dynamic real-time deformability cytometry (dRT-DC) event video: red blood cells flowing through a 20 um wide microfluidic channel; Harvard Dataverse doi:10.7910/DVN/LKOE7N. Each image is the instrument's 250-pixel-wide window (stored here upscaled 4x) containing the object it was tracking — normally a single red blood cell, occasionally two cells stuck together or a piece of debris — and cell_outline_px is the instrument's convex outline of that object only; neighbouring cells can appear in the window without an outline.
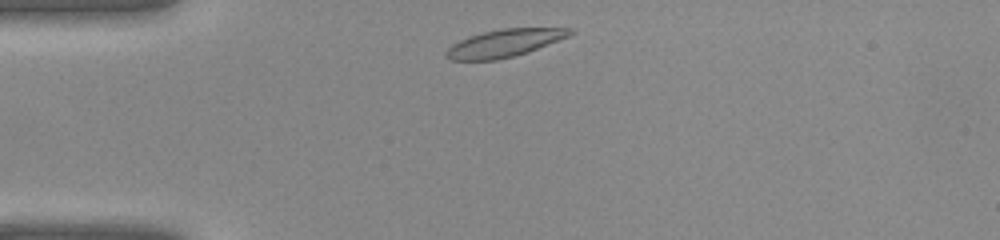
{"species": "common noctule bat (a hibernating species)", "species_latin": "Nyctalus noctula", "temperature_condition": "warm", "stored_images_in_passage": 33, "camera_frame_rate_fps": 3000, "um_per_image_px": 0.085, "animal": {"sex": "female", "body_mass_g": 22.0, "forearm_length_mm": 56.7}, "frame": {"image": 1, "passage_image": 2, "time_ms": 0.333, "image_size_px": [1000, 240], "cell_outline_px": [[576, 32], [568, 36], [536, 48], [512, 56], [496, 60], [452, 60], [444, 56], [444, 52], [452, 44], [468, 36], [484, 32], [504, 28], [572, 28]], "centroid_in_image_um": [42.82, 3.66], "position_along_channel_um": 42.2, "area_um2": 19.54}}
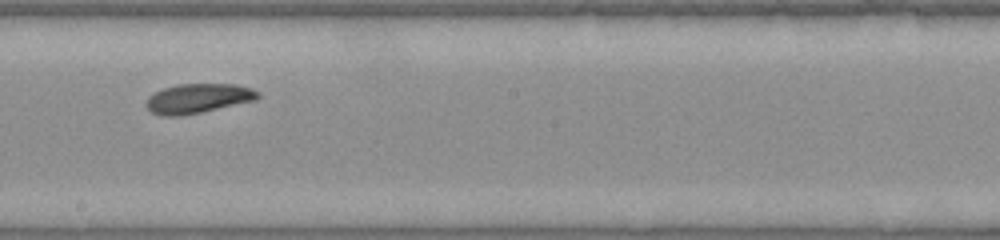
{"frame": {"image": 2, "passage_image": 15, "time_ms": 4.667, "image_size_px": [1000, 240], "cell_outline_px": [[260, 96], [256, 100], [200, 112], [180, 116], [160, 116], [152, 112], [144, 104], [148, 96], [164, 88], [180, 84], [236, 84], [252, 88], [260, 92]], "centroid_in_image_um": [16.83, 8.36], "position_along_channel_um": 231.4, "area_um2": 19.19}}
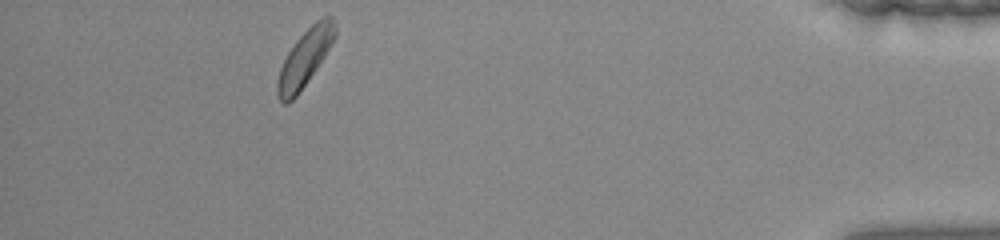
{"frame": {"image": 3, "passage_image": 29, "time_ms": 9.333, "image_size_px": [1000, 240], "cell_outline_px": [[336, 36], [324, 56], [300, 92], [288, 104], [284, 104], [276, 96], [276, 84], [280, 68], [288, 52], [296, 40], [316, 20], [324, 16], [332, 16], [336, 20]], "centroid_in_image_um": [25.91, 4.94], "position_along_channel_um": 409.3, "area_um2": 18.96}}